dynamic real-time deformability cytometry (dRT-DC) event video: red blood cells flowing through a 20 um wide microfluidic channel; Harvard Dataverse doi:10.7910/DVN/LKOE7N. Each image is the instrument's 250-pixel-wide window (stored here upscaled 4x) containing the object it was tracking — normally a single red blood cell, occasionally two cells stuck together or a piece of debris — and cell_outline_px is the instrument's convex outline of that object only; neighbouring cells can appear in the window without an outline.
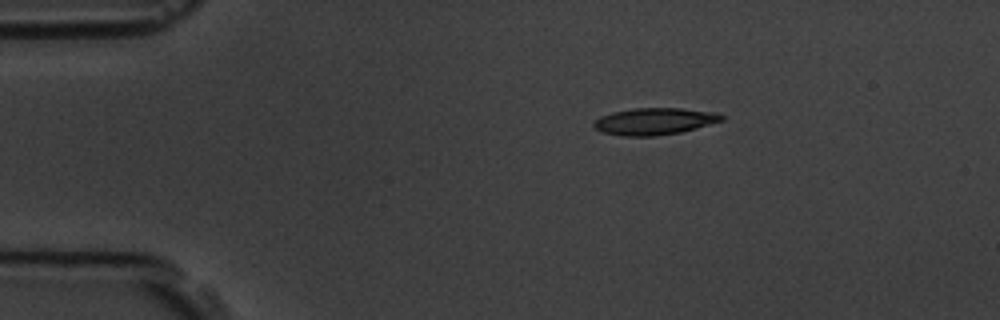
{"species": "common noctule bat (a hibernating species)", "species_latin": "Nyctalus noctula", "temperature_condition": "room temperature", "stored_images_in_passage": 4, "camera_frame_rate_fps": 3000, "um_per_image_px": 0.085, "animal": {"sex": "male", "body_mass_g": 19.5, "forearm_length_mm": 54.6}, "frame": {"image": 1, "passage_image": 1, "time_ms": 0.0, "image_size_px": [1000, 320], "cell_outline_px": [[724, 120], [696, 128], [680, 132], [656, 136], [620, 136], [604, 132], [596, 128], [592, 124], [600, 116], [612, 112], [632, 108], [680, 108], [712, 112], [724, 116]], "centroid_in_image_um": [55.61, 10.31], "position_along_channel_um": 29.4, "area_um2": 19.88}}
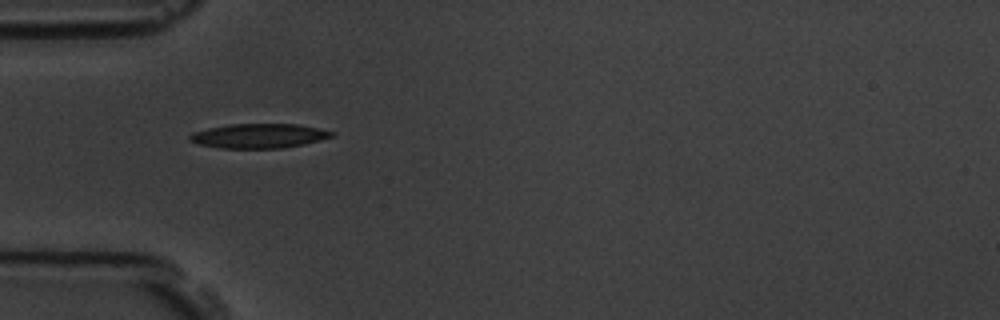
{"frame": {"image": 2, "passage_image": 3, "time_ms": 2.333, "image_size_px": [1000, 320], "cell_outline_px": [[336, 132], [332, 136], [320, 140], [304, 144], [284, 148], [220, 148], [200, 144], [188, 140], [188, 136], [192, 132], [208, 128], [228, 124], [296, 124]], "centroid_in_image_um": [21.97, 11.55], "position_along_channel_um": 63.0, "area_um2": 20.17}}
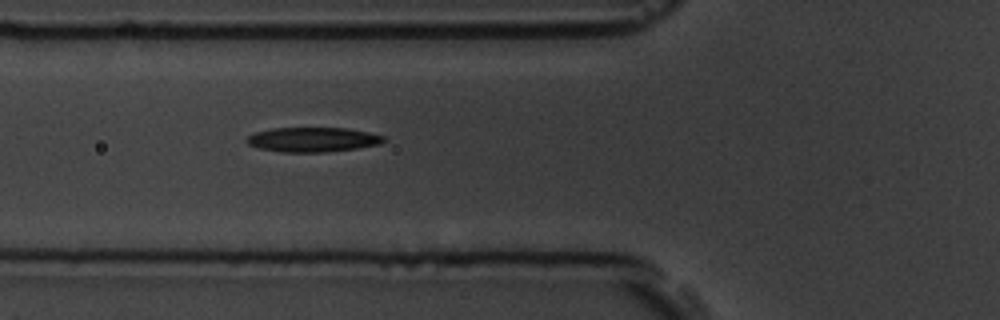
{"frame": {"image": 3, "passage_image": 4, "time_ms": 3.333, "image_size_px": [1000, 320], "cell_outline_px": [[384, 140], [380, 144], [356, 148], [324, 152], [280, 152], [256, 148], [248, 144], [244, 140], [248, 136], [256, 132], [272, 128], [344, 128], [368, 132], [384, 136]], "centroid_in_image_um": [26.52, 11.87], "position_along_channel_um": 99.3, "area_um2": 19.59}}